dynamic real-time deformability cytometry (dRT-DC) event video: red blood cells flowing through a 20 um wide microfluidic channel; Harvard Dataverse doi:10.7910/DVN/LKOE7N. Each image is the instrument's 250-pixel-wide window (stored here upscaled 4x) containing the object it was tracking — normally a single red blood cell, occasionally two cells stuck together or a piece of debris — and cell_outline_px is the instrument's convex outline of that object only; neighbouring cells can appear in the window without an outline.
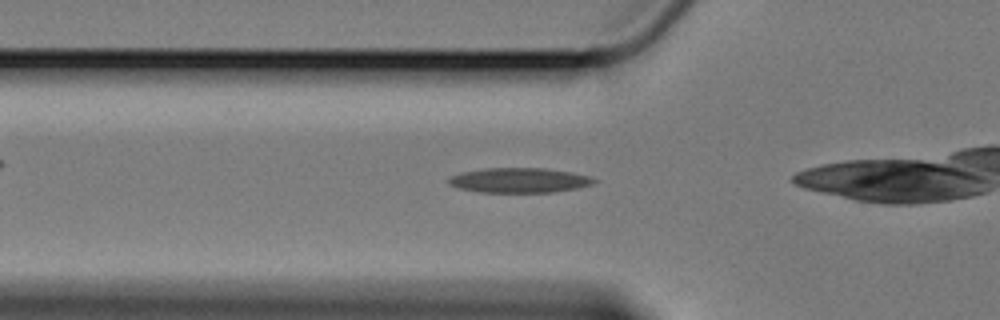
{"species": "Egyptian fruit bat (a non-hibernating species)", "species_latin": "Rousettus aegyptiacus", "temperature_condition": "cold", "stored_images_in_passage": 32, "camera_frame_rate_fps": 3000, "um_per_image_px": 0.085, "animal": {"sex": "female"}, "frame": {"image": 1, "passage_image": 4, "time_ms": 1.0, "image_size_px": [1000, 320], "cell_outline_px": [[596, 180], [592, 184], [576, 188], [552, 192], [480, 192], [460, 188], [448, 184], [448, 176], [460, 172], [484, 168], [544, 168], [572, 172], [588, 176]], "centroid_in_image_um": [44.08, 15.31], "position_along_channel_um": 81.7, "area_um2": 20.98}}
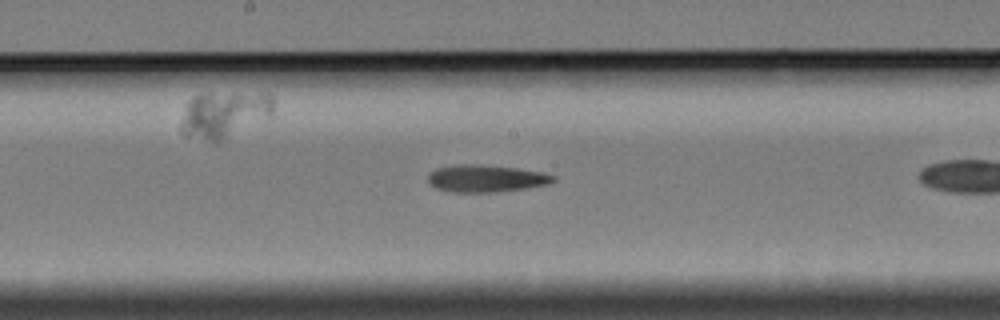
{"frame": {"image": 2, "passage_image": 15, "time_ms": 4.667, "image_size_px": [1000, 320], "cell_outline_px": [[556, 180], [548, 184], [528, 188], [496, 192], [452, 192], [436, 188], [428, 184], [428, 176], [436, 168], [456, 164], [480, 164], [516, 168], [544, 172], [556, 176]], "centroid_in_image_um": [41.32, 15.17], "position_along_channel_um": 206.9, "area_um2": 20.06}}
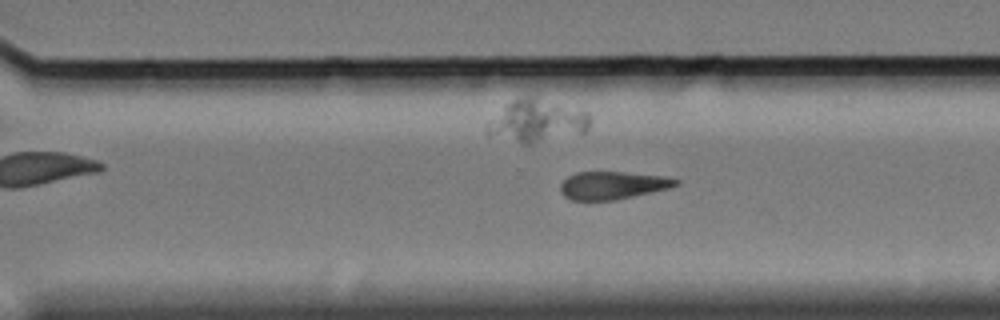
{"frame": {"image": 3, "passage_image": 25, "time_ms": 8.0, "image_size_px": [1000, 320], "cell_outline_px": [[680, 184], [668, 188], [652, 192], [612, 200], [572, 200], [564, 196], [560, 192], [560, 184], [568, 176], [576, 172], [624, 172], [664, 176], [680, 180]], "centroid_in_image_um": [52.06, 15.74], "position_along_channel_um": 318.5, "area_um2": 18.61}}